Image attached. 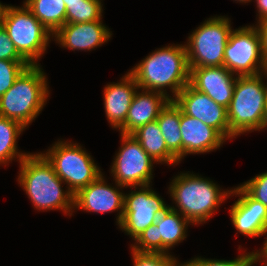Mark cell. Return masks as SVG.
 <instances>
[{
    "label": "cell",
    "mask_w": 267,
    "mask_h": 266,
    "mask_svg": "<svg viewBox=\"0 0 267 266\" xmlns=\"http://www.w3.org/2000/svg\"><path fill=\"white\" fill-rule=\"evenodd\" d=\"M169 186V187H168ZM167 186L170 195L169 207L179 212L194 226L206 224L231 199L232 188L224 189L216 181L193 171H180Z\"/></svg>",
    "instance_id": "6da1fadb"
},
{
    "label": "cell",
    "mask_w": 267,
    "mask_h": 266,
    "mask_svg": "<svg viewBox=\"0 0 267 266\" xmlns=\"http://www.w3.org/2000/svg\"><path fill=\"white\" fill-rule=\"evenodd\" d=\"M18 170L16 181L28 196L34 210H59L65 216L74 215V195L64 186L66 184L57 176L52 164L41 152L29 153L19 163Z\"/></svg>",
    "instance_id": "7a4b0ae2"
},
{
    "label": "cell",
    "mask_w": 267,
    "mask_h": 266,
    "mask_svg": "<svg viewBox=\"0 0 267 266\" xmlns=\"http://www.w3.org/2000/svg\"><path fill=\"white\" fill-rule=\"evenodd\" d=\"M128 71L139 89L161 92L173 100L189 84L185 45L173 43L156 48Z\"/></svg>",
    "instance_id": "3957f363"
},
{
    "label": "cell",
    "mask_w": 267,
    "mask_h": 266,
    "mask_svg": "<svg viewBox=\"0 0 267 266\" xmlns=\"http://www.w3.org/2000/svg\"><path fill=\"white\" fill-rule=\"evenodd\" d=\"M46 74L41 64L26 67L0 97V116L16 120L28 129L50 99Z\"/></svg>",
    "instance_id": "277c9868"
},
{
    "label": "cell",
    "mask_w": 267,
    "mask_h": 266,
    "mask_svg": "<svg viewBox=\"0 0 267 266\" xmlns=\"http://www.w3.org/2000/svg\"><path fill=\"white\" fill-rule=\"evenodd\" d=\"M266 104L267 71L256 76H237L233 97L227 108L229 140L261 131Z\"/></svg>",
    "instance_id": "5b68a950"
},
{
    "label": "cell",
    "mask_w": 267,
    "mask_h": 266,
    "mask_svg": "<svg viewBox=\"0 0 267 266\" xmlns=\"http://www.w3.org/2000/svg\"><path fill=\"white\" fill-rule=\"evenodd\" d=\"M40 152L73 195L104 173L91 153L73 140L58 138L47 150Z\"/></svg>",
    "instance_id": "8992f818"
},
{
    "label": "cell",
    "mask_w": 267,
    "mask_h": 266,
    "mask_svg": "<svg viewBox=\"0 0 267 266\" xmlns=\"http://www.w3.org/2000/svg\"><path fill=\"white\" fill-rule=\"evenodd\" d=\"M2 26L19 55L29 65H40L41 58L53 41V35L31 11L25 5L20 7L9 4Z\"/></svg>",
    "instance_id": "52a82bcc"
},
{
    "label": "cell",
    "mask_w": 267,
    "mask_h": 266,
    "mask_svg": "<svg viewBox=\"0 0 267 266\" xmlns=\"http://www.w3.org/2000/svg\"><path fill=\"white\" fill-rule=\"evenodd\" d=\"M228 15H214L191 31L184 42L189 69L224 66V52L233 30Z\"/></svg>",
    "instance_id": "ba28073f"
},
{
    "label": "cell",
    "mask_w": 267,
    "mask_h": 266,
    "mask_svg": "<svg viewBox=\"0 0 267 266\" xmlns=\"http://www.w3.org/2000/svg\"><path fill=\"white\" fill-rule=\"evenodd\" d=\"M235 28L224 52V67L236 76H256L267 71L261 36L254 25Z\"/></svg>",
    "instance_id": "9c48e42d"
},
{
    "label": "cell",
    "mask_w": 267,
    "mask_h": 266,
    "mask_svg": "<svg viewBox=\"0 0 267 266\" xmlns=\"http://www.w3.org/2000/svg\"><path fill=\"white\" fill-rule=\"evenodd\" d=\"M120 147L113 156L110 176L124 187L151 185L156 163L132 134L120 133Z\"/></svg>",
    "instance_id": "30bf717a"
},
{
    "label": "cell",
    "mask_w": 267,
    "mask_h": 266,
    "mask_svg": "<svg viewBox=\"0 0 267 266\" xmlns=\"http://www.w3.org/2000/svg\"><path fill=\"white\" fill-rule=\"evenodd\" d=\"M152 185L126 187L130 190L124 193L123 217L118 228L132 241L170 208Z\"/></svg>",
    "instance_id": "8fae6325"
},
{
    "label": "cell",
    "mask_w": 267,
    "mask_h": 266,
    "mask_svg": "<svg viewBox=\"0 0 267 266\" xmlns=\"http://www.w3.org/2000/svg\"><path fill=\"white\" fill-rule=\"evenodd\" d=\"M190 225L194 226L179 212L168 208L133 240L135 242L129 248L140 252L172 254L170 251L186 240Z\"/></svg>",
    "instance_id": "7c38bea8"
},
{
    "label": "cell",
    "mask_w": 267,
    "mask_h": 266,
    "mask_svg": "<svg viewBox=\"0 0 267 266\" xmlns=\"http://www.w3.org/2000/svg\"><path fill=\"white\" fill-rule=\"evenodd\" d=\"M104 173L94 182L79 190L73 198V213L78 210L88 213L116 214V225L118 226L123 217L124 191L126 187L114 183H108Z\"/></svg>",
    "instance_id": "4fadbf2b"
},
{
    "label": "cell",
    "mask_w": 267,
    "mask_h": 266,
    "mask_svg": "<svg viewBox=\"0 0 267 266\" xmlns=\"http://www.w3.org/2000/svg\"><path fill=\"white\" fill-rule=\"evenodd\" d=\"M182 112L216 129L229 141V123L227 108L214 102L207 94L189 84L173 99Z\"/></svg>",
    "instance_id": "5bb4252c"
},
{
    "label": "cell",
    "mask_w": 267,
    "mask_h": 266,
    "mask_svg": "<svg viewBox=\"0 0 267 266\" xmlns=\"http://www.w3.org/2000/svg\"><path fill=\"white\" fill-rule=\"evenodd\" d=\"M238 199L229 208L232 226L239 233L250 238L262 236L267 226V207L252 198L239 184L232 187L230 197Z\"/></svg>",
    "instance_id": "9a60e30c"
},
{
    "label": "cell",
    "mask_w": 267,
    "mask_h": 266,
    "mask_svg": "<svg viewBox=\"0 0 267 266\" xmlns=\"http://www.w3.org/2000/svg\"><path fill=\"white\" fill-rule=\"evenodd\" d=\"M104 20L84 23H65L54 35L53 41L60 48L71 51L90 52L108 43L112 31Z\"/></svg>",
    "instance_id": "2e32d148"
},
{
    "label": "cell",
    "mask_w": 267,
    "mask_h": 266,
    "mask_svg": "<svg viewBox=\"0 0 267 266\" xmlns=\"http://www.w3.org/2000/svg\"><path fill=\"white\" fill-rule=\"evenodd\" d=\"M237 76L224 66L190 69L189 85L207 94L214 102L228 108L233 97Z\"/></svg>",
    "instance_id": "e0dca14e"
},
{
    "label": "cell",
    "mask_w": 267,
    "mask_h": 266,
    "mask_svg": "<svg viewBox=\"0 0 267 266\" xmlns=\"http://www.w3.org/2000/svg\"><path fill=\"white\" fill-rule=\"evenodd\" d=\"M133 75L127 71L119 81L110 82L103 88V105L109 126L119 131L126 120L135 92L138 90Z\"/></svg>",
    "instance_id": "ac0fdd59"
},
{
    "label": "cell",
    "mask_w": 267,
    "mask_h": 266,
    "mask_svg": "<svg viewBox=\"0 0 267 266\" xmlns=\"http://www.w3.org/2000/svg\"><path fill=\"white\" fill-rule=\"evenodd\" d=\"M180 132L182 136V161L187 155L215 152L227 140L213 127L184 114L181 110Z\"/></svg>",
    "instance_id": "d6986e66"
},
{
    "label": "cell",
    "mask_w": 267,
    "mask_h": 266,
    "mask_svg": "<svg viewBox=\"0 0 267 266\" xmlns=\"http://www.w3.org/2000/svg\"><path fill=\"white\" fill-rule=\"evenodd\" d=\"M169 101L170 98L161 92L138 89L119 133L132 134L141 126L155 121Z\"/></svg>",
    "instance_id": "ffe728a7"
},
{
    "label": "cell",
    "mask_w": 267,
    "mask_h": 266,
    "mask_svg": "<svg viewBox=\"0 0 267 266\" xmlns=\"http://www.w3.org/2000/svg\"><path fill=\"white\" fill-rule=\"evenodd\" d=\"M132 136L158 165L176 167L180 164L178 158L167 148L157 120L141 126Z\"/></svg>",
    "instance_id": "44dd1931"
},
{
    "label": "cell",
    "mask_w": 267,
    "mask_h": 266,
    "mask_svg": "<svg viewBox=\"0 0 267 266\" xmlns=\"http://www.w3.org/2000/svg\"><path fill=\"white\" fill-rule=\"evenodd\" d=\"M20 122L0 116V166H9L12 161L20 163L30 152L18 148L20 135L26 130Z\"/></svg>",
    "instance_id": "7402d4cb"
},
{
    "label": "cell",
    "mask_w": 267,
    "mask_h": 266,
    "mask_svg": "<svg viewBox=\"0 0 267 266\" xmlns=\"http://www.w3.org/2000/svg\"><path fill=\"white\" fill-rule=\"evenodd\" d=\"M181 108L170 100L156 119L167 148L182 161V136L180 132Z\"/></svg>",
    "instance_id": "603a6c76"
},
{
    "label": "cell",
    "mask_w": 267,
    "mask_h": 266,
    "mask_svg": "<svg viewBox=\"0 0 267 266\" xmlns=\"http://www.w3.org/2000/svg\"><path fill=\"white\" fill-rule=\"evenodd\" d=\"M25 6L52 35L66 23V4L63 0H30Z\"/></svg>",
    "instance_id": "cb8c5ba5"
},
{
    "label": "cell",
    "mask_w": 267,
    "mask_h": 266,
    "mask_svg": "<svg viewBox=\"0 0 267 266\" xmlns=\"http://www.w3.org/2000/svg\"><path fill=\"white\" fill-rule=\"evenodd\" d=\"M104 0L66 1V23H84L103 20Z\"/></svg>",
    "instance_id": "d4e9b609"
},
{
    "label": "cell",
    "mask_w": 267,
    "mask_h": 266,
    "mask_svg": "<svg viewBox=\"0 0 267 266\" xmlns=\"http://www.w3.org/2000/svg\"><path fill=\"white\" fill-rule=\"evenodd\" d=\"M241 245H238V250L242 251L236 258L233 260L229 259H217V258H205L202 256H196L189 261H183V266H255L257 265L252 251L247 252L246 249H243ZM244 251V252H243Z\"/></svg>",
    "instance_id": "484cf974"
},
{
    "label": "cell",
    "mask_w": 267,
    "mask_h": 266,
    "mask_svg": "<svg viewBox=\"0 0 267 266\" xmlns=\"http://www.w3.org/2000/svg\"><path fill=\"white\" fill-rule=\"evenodd\" d=\"M133 266H183L174 254L161 252H140L130 248Z\"/></svg>",
    "instance_id": "4316f807"
},
{
    "label": "cell",
    "mask_w": 267,
    "mask_h": 266,
    "mask_svg": "<svg viewBox=\"0 0 267 266\" xmlns=\"http://www.w3.org/2000/svg\"><path fill=\"white\" fill-rule=\"evenodd\" d=\"M28 66L26 61L0 60V97L11 88L16 78Z\"/></svg>",
    "instance_id": "83f0119b"
},
{
    "label": "cell",
    "mask_w": 267,
    "mask_h": 266,
    "mask_svg": "<svg viewBox=\"0 0 267 266\" xmlns=\"http://www.w3.org/2000/svg\"><path fill=\"white\" fill-rule=\"evenodd\" d=\"M252 198L267 207V171L239 184Z\"/></svg>",
    "instance_id": "f1b7e54d"
},
{
    "label": "cell",
    "mask_w": 267,
    "mask_h": 266,
    "mask_svg": "<svg viewBox=\"0 0 267 266\" xmlns=\"http://www.w3.org/2000/svg\"><path fill=\"white\" fill-rule=\"evenodd\" d=\"M0 60L25 61L19 55L3 26H0Z\"/></svg>",
    "instance_id": "f546056e"
},
{
    "label": "cell",
    "mask_w": 267,
    "mask_h": 266,
    "mask_svg": "<svg viewBox=\"0 0 267 266\" xmlns=\"http://www.w3.org/2000/svg\"><path fill=\"white\" fill-rule=\"evenodd\" d=\"M266 236L265 240L263 242V245H261L260 249L253 250V257L256 261V263H265L267 264V226L264 228V231L262 232V236Z\"/></svg>",
    "instance_id": "4dcf8cb0"
},
{
    "label": "cell",
    "mask_w": 267,
    "mask_h": 266,
    "mask_svg": "<svg viewBox=\"0 0 267 266\" xmlns=\"http://www.w3.org/2000/svg\"><path fill=\"white\" fill-rule=\"evenodd\" d=\"M255 26L258 28L261 36L263 56L267 63V18L256 23Z\"/></svg>",
    "instance_id": "1f68e13d"
},
{
    "label": "cell",
    "mask_w": 267,
    "mask_h": 266,
    "mask_svg": "<svg viewBox=\"0 0 267 266\" xmlns=\"http://www.w3.org/2000/svg\"><path fill=\"white\" fill-rule=\"evenodd\" d=\"M254 3H256V21L255 23H258L264 19L267 18V0H254Z\"/></svg>",
    "instance_id": "d6a6232c"
},
{
    "label": "cell",
    "mask_w": 267,
    "mask_h": 266,
    "mask_svg": "<svg viewBox=\"0 0 267 266\" xmlns=\"http://www.w3.org/2000/svg\"><path fill=\"white\" fill-rule=\"evenodd\" d=\"M9 4H4L0 2V26H2V22L4 20L5 12Z\"/></svg>",
    "instance_id": "836d02e7"
},
{
    "label": "cell",
    "mask_w": 267,
    "mask_h": 266,
    "mask_svg": "<svg viewBox=\"0 0 267 266\" xmlns=\"http://www.w3.org/2000/svg\"><path fill=\"white\" fill-rule=\"evenodd\" d=\"M267 130V104H266V108H265V112H264V116H263V120H262V128L261 131Z\"/></svg>",
    "instance_id": "e575fe53"
},
{
    "label": "cell",
    "mask_w": 267,
    "mask_h": 266,
    "mask_svg": "<svg viewBox=\"0 0 267 266\" xmlns=\"http://www.w3.org/2000/svg\"><path fill=\"white\" fill-rule=\"evenodd\" d=\"M253 0H233V2H235V3H241V4H247L248 5V3H250V2H252Z\"/></svg>",
    "instance_id": "d590c367"
},
{
    "label": "cell",
    "mask_w": 267,
    "mask_h": 266,
    "mask_svg": "<svg viewBox=\"0 0 267 266\" xmlns=\"http://www.w3.org/2000/svg\"><path fill=\"white\" fill-rule=\"evenodd\" d=\"M30 0H23L22 5H25L27 2H29Z\"/></svg>",
    "instance_id": "8d00e7d4"
},
{
    "label": "cell",
    "mask_w": 267,
    "mask_h": 266,
    "mask_svg": "<svg viewBox=\"0 0 267 266\" xmlns=\"http://www.w3.org/2000/svg\"><path fill=\"white\" fill-rule=\"evenodd\" d=\"M260 266H267V264H265V263H260Z\"/></svg>",
    "instance_id": "74e56055"
}]
</instances>
